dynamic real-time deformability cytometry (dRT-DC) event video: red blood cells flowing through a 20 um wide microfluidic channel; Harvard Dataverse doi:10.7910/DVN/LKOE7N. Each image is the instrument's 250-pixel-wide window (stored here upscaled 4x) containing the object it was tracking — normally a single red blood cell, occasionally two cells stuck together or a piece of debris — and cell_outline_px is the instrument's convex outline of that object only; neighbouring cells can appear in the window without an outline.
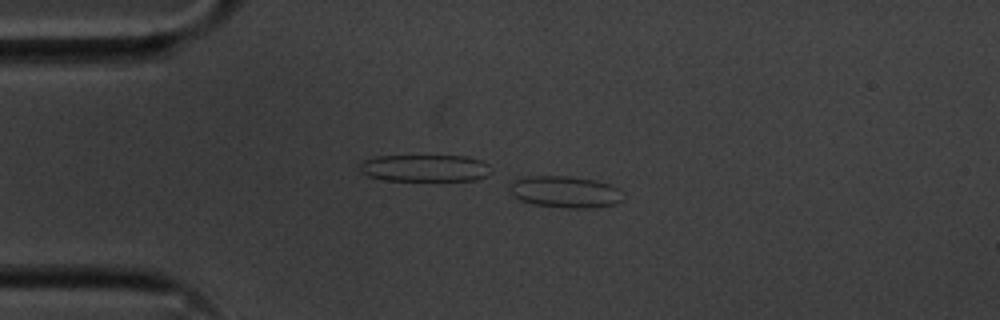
{"species": "common noctule bat (a hibernating species)", "species_latin": "Nyctalus noctula", "temperature_condition": "cold", "stored_images_in_passage": 6, "camera_frame_rate_fps": 3000, "um_per_image_px": 0.085, "animal": {"sex": "male", "body_mass_g": 20.1, "forearm_length_mm": 53.5}, "frame": {"image": 1, "passage_image": 6, "time_ms": 1.667, "image_size_px": [1000, 320], "cell_outline_px": [[624, 200], [616, 204], [596, 208], [564, 208], [536, 204], [520, 200], [512, 196], [508, 184], [512, 180], [528, 176], [572, 176], [596, 180], [620, 188]], "centroid_in_image_um": [48.05, 16.31], "position_along_channel_um": 36.9, "area_um2": 21.33}}